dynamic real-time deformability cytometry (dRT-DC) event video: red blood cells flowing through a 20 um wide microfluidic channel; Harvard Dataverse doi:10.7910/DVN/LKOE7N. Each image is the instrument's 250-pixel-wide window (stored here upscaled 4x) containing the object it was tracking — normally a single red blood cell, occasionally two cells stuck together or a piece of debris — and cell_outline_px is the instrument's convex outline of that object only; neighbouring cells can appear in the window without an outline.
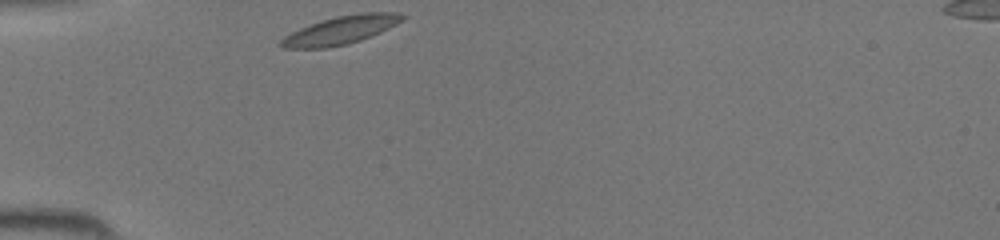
{"species": "common noctule bat (a hibernating species)", "species_latin": "Nyctalus noctula", "temperature_condition": "room temperature", "stored_images_in_passage": 26, "camera_frame_rate_fps": 3000, "um_per_image_px": 0.085, "animal": {"sex": "female", "body_mass_g": 19.5, "forearm_length_mm": 54.1}, "frame": {"image": 1, "passage_image": 1, "time_ms": 0.0, "image_size_px": [1000, 240], "cell_outline_px": [[408, 16], [404, 20], [372, 36], [348, 44], [328, 48], [280, 48], [280, 40], [284, 36], [300, 28], [320, 20], [336, 16], [360, 12], [396, 12]], "centroid_in_image_um": [28.98, 2.55], "position_along_channel_um": 56.0, "area_um2": 20.11}}
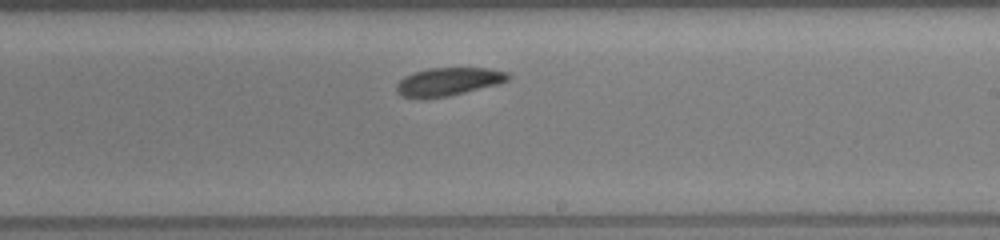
{"frame": {"image": 2, "passage_image": 15, "time_ms": 4.667, "image_size_px": [1000, 240], "cell_outline_px": [[512, 76], [508, 80], [500, 84], [448, 96], [404, 96], [396, 92], [396, 84], [404, 76], [412, 72], [428, 68], [488, 68], [508, 72]], "centroid_in_image_um": [38.17, 6.9], "position_along_channel_um": 250.8, "area_um2": 18.03}}
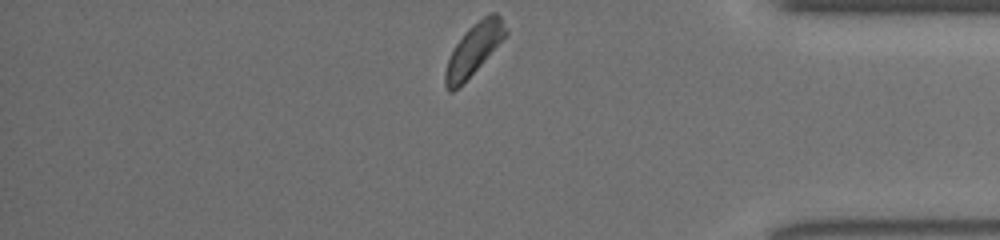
{"frame": {"image": 3, "passage_image": 26, "time_ms": 8.333, "image_size_px": [1000, 240], "cell_outline_px": [[508, 32], [480, 64], [452, 92], [448, 92], [444, 84], [444, 72], [448, 60], [456, 44], [468, 28], [472, 24], [484, 16], [492, 12], [496, 12], [500, 16]], "centroid_in_image_um": [40.24, 4.16], "position_along_channel_um": 395.0, "area_um2": 17.22}}